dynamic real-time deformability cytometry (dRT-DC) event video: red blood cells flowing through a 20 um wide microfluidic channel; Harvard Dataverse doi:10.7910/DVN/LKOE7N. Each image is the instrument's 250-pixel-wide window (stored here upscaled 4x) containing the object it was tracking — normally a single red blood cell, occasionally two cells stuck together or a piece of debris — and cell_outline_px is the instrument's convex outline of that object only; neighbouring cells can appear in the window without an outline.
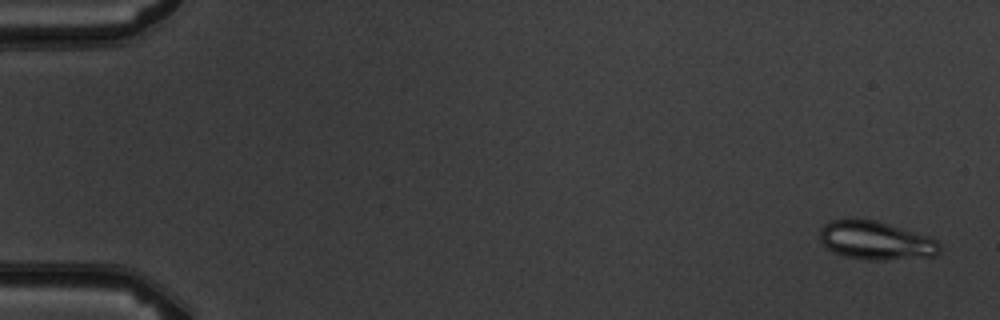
{"species": "common noctule bat (a hibernating species)", "species_latin": "Nyctalus noctula", "temperature_condition": "warm", "stored_images_in_passage": 6, "camera_frame_rate_fps": 3000, "um_per_image_px": 0.085, "animal": {"sex": "male", "body_mass_g": 19.5, "forearm_length_mm": 54.6}, "frame": {"image": 1, "passage_image": 1, "time_ms": 0.0, "image_size_px": [1000, 320], "cell_outline_px": [[940, 252], [936, 256], [884, 260], [864, 260], [844, 256], [828, 248], [820, 240], [820, 228], [828, 220], [876, 220], [928, 236], [936, 240], [940, 244]], "centroid_in_image_um": [74.46, 20.46], "position_along_channel_um": 10.5, "area_um2": 26.7}}